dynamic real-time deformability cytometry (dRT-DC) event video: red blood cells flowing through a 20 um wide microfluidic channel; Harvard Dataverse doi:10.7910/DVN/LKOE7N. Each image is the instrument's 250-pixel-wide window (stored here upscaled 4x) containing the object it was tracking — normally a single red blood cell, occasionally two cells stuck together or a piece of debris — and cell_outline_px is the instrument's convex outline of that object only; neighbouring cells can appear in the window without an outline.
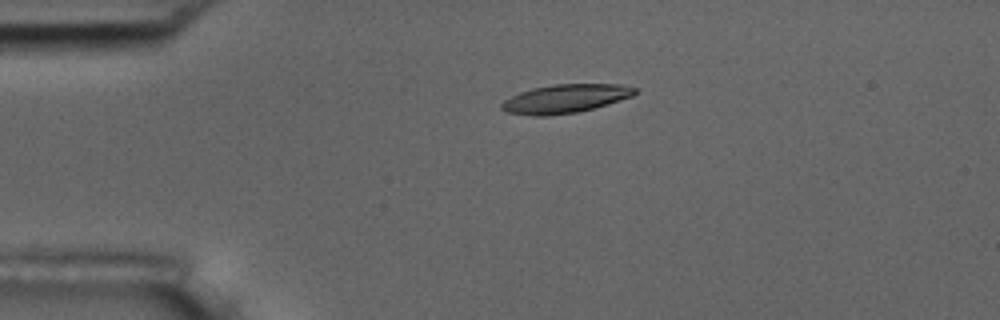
{"species": "common noctule bat (a hibernating species)", "species_latin": "Nyctalus noctula", "temperature_condition": "room temperature", "stored_images_in_passage": 6, "camera_frame_rate_fps": 3000, "um_per_image_px": 0.085, "animal": {"sex": "male", "body_mass_g": 17.5, "forearm_length_mm": 52.3}, "frame": {"image": 1, "passage_image": 4, "time_ms": 3.667, "image_size_px": [1000, 320], "cell_outline_px": [[636, 92], [632, 96], [608, 104], [576, 112], [548, 116], [532, 116], [508, 112], [500, 108], [500, 104], [504, 100], [520, 92], [532, 88], [552, 84], [620, 84], [636, 88]], "centroid_in_image_um": [48.02, 8.38], "position_along_channel_um": 37.0, "area_um2": 22.14}}
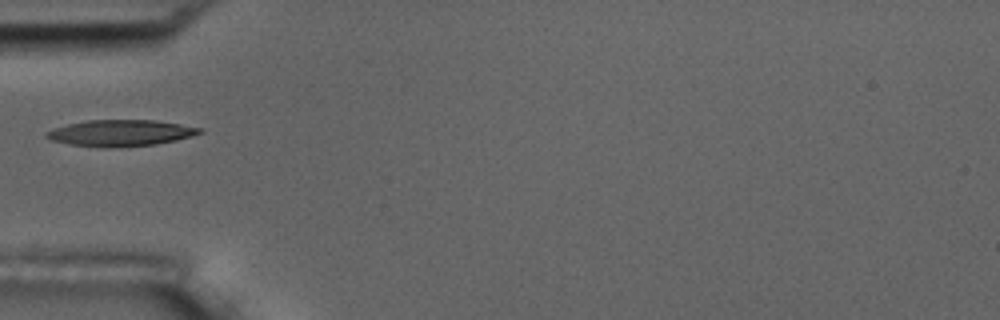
{"frame": {"image": 2, "passage_image": 5, "time_ms": 5.667, "image_size_px": [1000, 320], "cell_outline_px": [[204, 132], [192, 136], [176, 140], [156, 144], [68, 144], [52, 140], [44, 136], [44, 132], [52, 128], [68, 124], [88, 120], [156, 120], [204, 128]], "centroid_in_image_um": [10.3, 11.24], "position_along_channel_um": 74.7, "area_um2": 22.37}}